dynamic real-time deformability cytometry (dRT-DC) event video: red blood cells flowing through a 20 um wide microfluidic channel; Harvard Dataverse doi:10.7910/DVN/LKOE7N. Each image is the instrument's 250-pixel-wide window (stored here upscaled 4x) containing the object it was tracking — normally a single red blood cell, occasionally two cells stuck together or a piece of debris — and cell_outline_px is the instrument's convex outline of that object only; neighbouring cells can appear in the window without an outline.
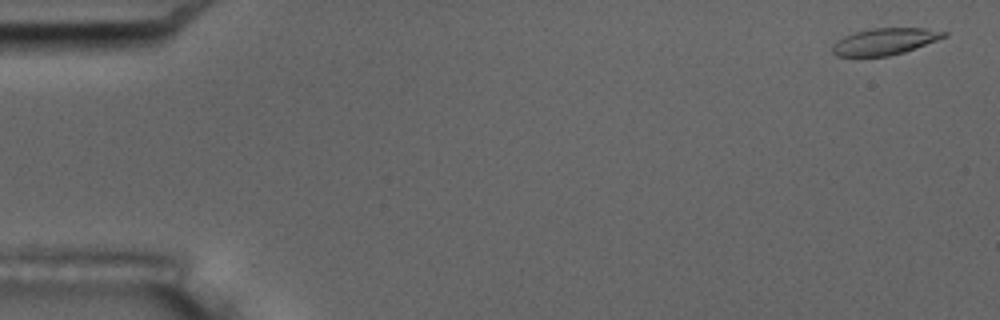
{"species": "common noctule bat (a hibernating species)", "species_latin": "Nyctalus noctula", "temperature_condition": "room temperature", "stored_images_in_passage": 5, "camera_frame_rate_fps": 3000, "um_per_image_px": 0.085, "animal": {"sex": "male", "body_mass_g": 17.5, "forearm_length_mm": 52.3}, "frame": {"image": 1, "passage_image": 1, "time_ms": 0.0, "image_size_px": [1000, 320], "cell_outline_px": [[948, 36], [904, 52], [888, 56], [836, 56], [832, 52], [832, 44], [836, 40], [844, 36], [856, 32], [872, 28], [924, 28], [948, 32]], "centroid_in_image_um": [75.19, 3.52], "position_along_channel_um": 9.8, "area_um2": 17.28}}